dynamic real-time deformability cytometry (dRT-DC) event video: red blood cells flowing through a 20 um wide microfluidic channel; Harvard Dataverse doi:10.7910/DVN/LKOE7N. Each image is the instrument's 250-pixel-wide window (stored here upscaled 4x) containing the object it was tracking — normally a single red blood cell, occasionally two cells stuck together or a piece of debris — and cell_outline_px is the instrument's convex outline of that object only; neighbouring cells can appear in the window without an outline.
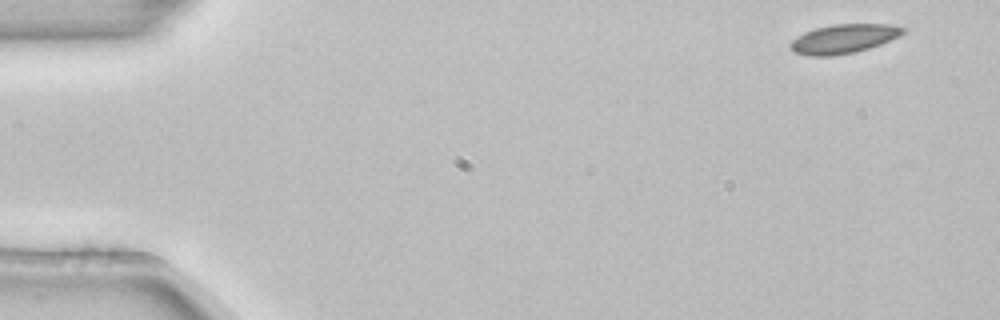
{"species": "common noctule bat (a hibernating species)", "species_latin": "Nyctalus noctula", "temperature_condition": "room temperature", "stored_images_in_passage": 3, "camera_frame_rate_fps": 3000, "um_per_image_px": 0.085, "animal": {"sex": "female", "body_mass_g": 22.7, "forearm_length_mm": 54.2}, "frame": {"image": 1, "passage_image": 1, "time_ms": 0.0, "image_size_px": [1000, 320], "cell_outline_px": [[908, 28], [900, 36], [880, 44], [856, 52], [832, 56], [812, 56], [796, 52], [788, 44], [796, 36], [804, 32], [816, 28], [836, 24], [892, 24]], "centroid_in_image_um": [71.74, 3.29], "position_along_channel_um": 13.3, "area_um2": 19.07}}